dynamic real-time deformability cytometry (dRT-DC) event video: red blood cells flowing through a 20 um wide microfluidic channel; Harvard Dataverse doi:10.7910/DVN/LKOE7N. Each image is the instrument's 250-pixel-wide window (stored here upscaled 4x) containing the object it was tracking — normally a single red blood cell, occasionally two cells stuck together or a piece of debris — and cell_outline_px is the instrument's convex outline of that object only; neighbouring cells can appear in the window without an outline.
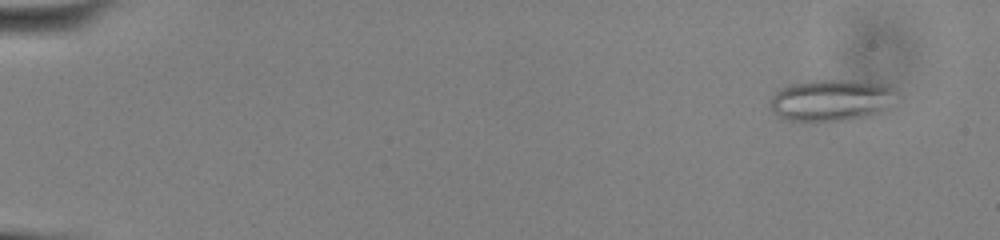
{"species": "common noctule bat (a hibernating species)", "species_latin": "Nyctalus noctula", "temperature_condition": "cold", "stored_images_in_passage": 50, "camera_frame_rate_fps": 3000, "um_per_image_px": 0.085, "animal": {"sex": "male", "body_mass_g": 13.0, "forearm_length_mm": 53.1}, "frame": {"image": 1, "passage_image": 1, "time_ms": 0.0, "image_size_px": [1000, 240], "cell_outline_px": [[896, 92], [884, 108], [876, 112], [864, 116], [844, 120], [788, 120], [772, 112], [768, 104], [772, 96], [780, 88], [788, 84], [808, 80], [852, 80], [888, 84]], "centroid_in_image_um": [70.55, 8.48], "position_along_channel_um": 14.4, "area_um2": 30.17}}
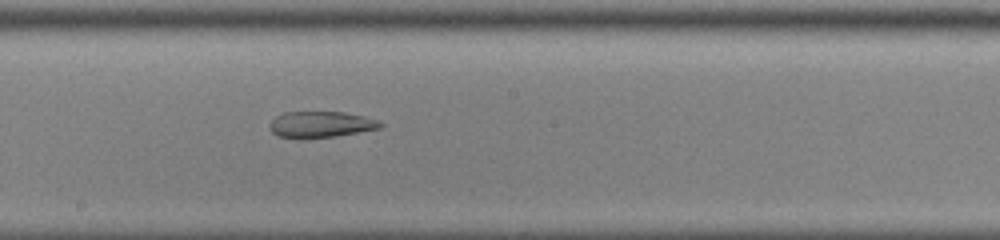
{"frame": {"image": 2, "passage_image": 28, "time_ms": 9.0, "image_size_px": [1000, 240], "cell_outline_px": [[384, 124], [380, 128], [336, 136], [276, 136], [272, 132], [268, 124], [276, 116], [284, 112], [344, 112], [364, 116], [376, 120]], "centroid_in_image_um": [27.28, 10.54], "position_along_channel_um": 220.9, "area_um2": 16.3}}
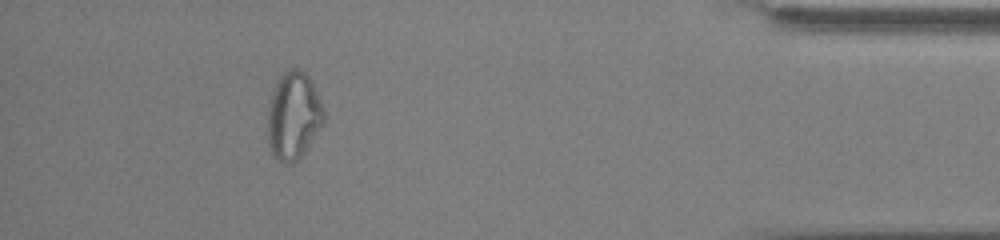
{"frame": {"image": 3, "passage_image": 46, "time_ms": 15.0, "image_size_px": [1000, 240], "cell_outline_px": [[324, 124], [304, 152], [292, 164], [284, 164], [276, 160], [268, 148], [268, 104], [272, 88], [280, 76], [288, 68], [296, 68], [304, 72], [312, 80], [324, 112]], "centroid_in_image_um": [24.92, 9.85], "position_along_channel_um": 410.3, "area_um2": 29.02}, "authors_computed_cell_mechanics": {"area_um2": 24.6517, "velocity_mm_per_s": 3.922, "shape_relaxation_time_tau1_ms": null, "shape_relaxation_time_tau2_ms": 7.2424, "deformation_change_tau1": null, "deformation_change_tau2": 0.142}}